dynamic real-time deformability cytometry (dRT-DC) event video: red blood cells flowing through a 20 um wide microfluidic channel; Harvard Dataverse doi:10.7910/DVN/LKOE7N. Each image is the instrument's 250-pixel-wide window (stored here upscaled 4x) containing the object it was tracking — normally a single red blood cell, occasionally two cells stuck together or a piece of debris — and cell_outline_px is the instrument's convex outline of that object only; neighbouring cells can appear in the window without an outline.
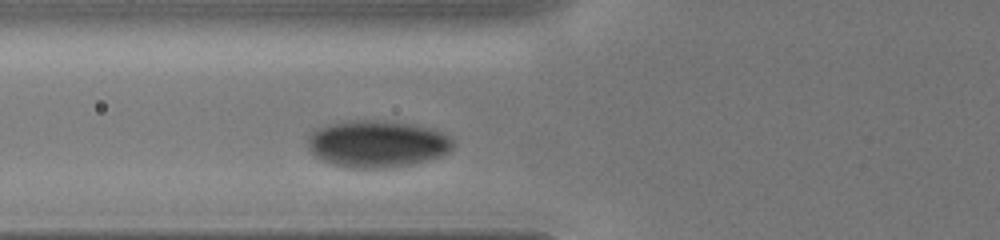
{"species": "human", "species_latin": "Homo sapiens", "temperature_condition": "cold", "stored_images_in_passage": 3, "camera_frame_rate_fps": 3000, "um_per_image_px": 0.085, "donor": {"sex": "male"}, "frame": {"image": 1, "passage_image": 3, "time_ms": 1.333, "image_size_px": [1000, 240], "cell_outline_px": [[452, 148], [448, 152], [440, 156], [412, 164], [384, 168], [352, 168], [332, 164], [320, 160], [308, 148], [308, 136], [312, 132], [320, 128], [332, 124], [356, 120], [368, 120], [408, 124], [432, 128], [452, 136]], "centroid_in_image_um": [32.07, 12.24], "position_along_channel_um": 93.7, "area_um2": 39.36}}